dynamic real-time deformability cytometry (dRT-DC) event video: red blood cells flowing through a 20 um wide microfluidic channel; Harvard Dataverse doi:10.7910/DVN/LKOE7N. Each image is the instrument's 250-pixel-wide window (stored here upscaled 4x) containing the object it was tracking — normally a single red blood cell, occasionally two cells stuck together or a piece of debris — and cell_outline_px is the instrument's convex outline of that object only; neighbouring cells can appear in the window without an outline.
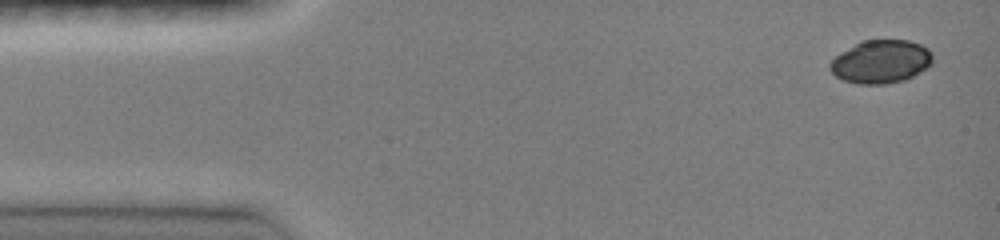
{"species": "common noctule bat (a hibernating species)", "species_latin": "Nyctalus noctula", "temperature_condition": "room temperature", "stored_images_in_passage": 5, "camera_frame_rate_fps": 3000, "um_per_image_px": 0.085, "animal": {"sex": "female", "body_mass_g": 19.0, "forearm_length_mm": 51.5}, "frame": {"image": 1, "passage_image": 1, "time_ms": 0.0, "image_size_px": [1000, 240], "cell_outline_px": [[932, 64], [912, 76], [904, 80], [884, 84], [856, 84], [844, 80], [836, 76], [828, 68], [828, 64], [840, 52], [860, 40], [908, 40], [920, 44], [928, 48], [932, 52]], "centroid_in_image_um": [74.85, 5.23], "position_along_channel_um": 10.1, "area_um2": 25.95}}
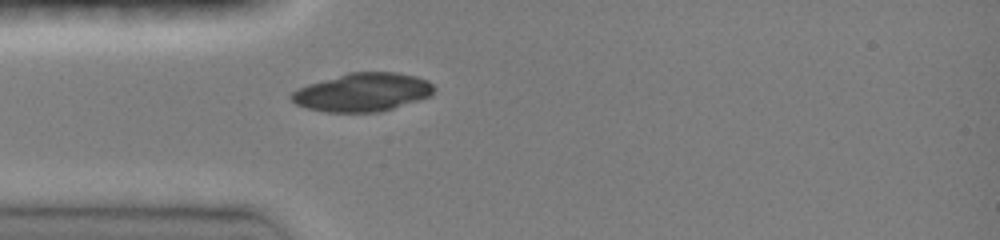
{"frame": {"image": 2, "passage_image": 5, "time_ms": 1.333, "image_size_px": [1000, 240], "cell_outline_px": [[436, 88], [428, 96], [420, 100], [380, 112], [324, 112], [308, 108], [296, 104], [288, 96], [292, 92], [308, 84], [348, 72], [396, 72], [416, 76], [428, 80]], "centroid_in_image_um": [30.83, 7.84], "position_along_channel_um": 54.2, "area_um2": 31.91}}